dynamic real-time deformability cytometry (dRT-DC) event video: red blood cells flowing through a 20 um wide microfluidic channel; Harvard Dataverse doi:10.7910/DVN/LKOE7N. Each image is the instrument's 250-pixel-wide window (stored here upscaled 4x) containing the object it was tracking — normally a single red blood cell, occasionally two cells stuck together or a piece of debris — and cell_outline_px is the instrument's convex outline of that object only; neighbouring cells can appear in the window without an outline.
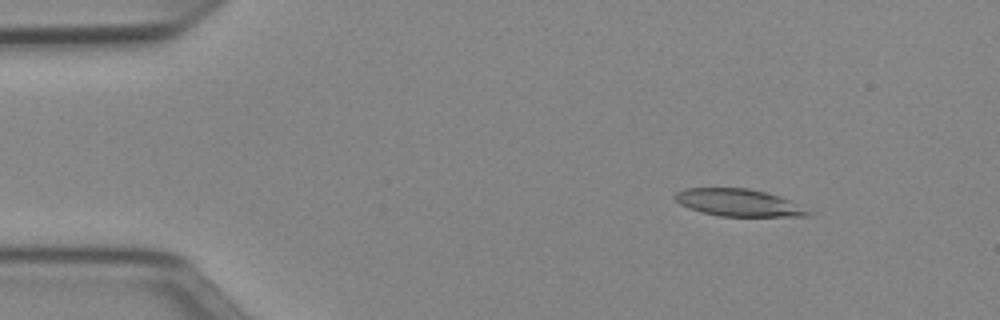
{"species": "Egyptian fruit bat (a non-hibernating species)", "species_latin": "Rousettus aegyptiacus", "temperature_condition": "cold", "stored_images_in_passage": 51, "camera_frame_rate_fps": 3000, "um_per_image_px": 0.085, "animal": {"sex": "female"}, "frame": {"image": 1, "passage_image": 7, "time_ms": 2.0, "image_size_px": [1000, 320], "cell_outline_px": [[812, 212], [808, 216], [720, 216], [700, 212], [688, 208], [680, 204], [672, 196], [676, 192], [684, 188], [748, 188], [768, 192], [780, 196]], "centroid_in_image_um": [62.72, 17.22], "position_along_channel_um": 22.3, "area_um2": 21.15}}
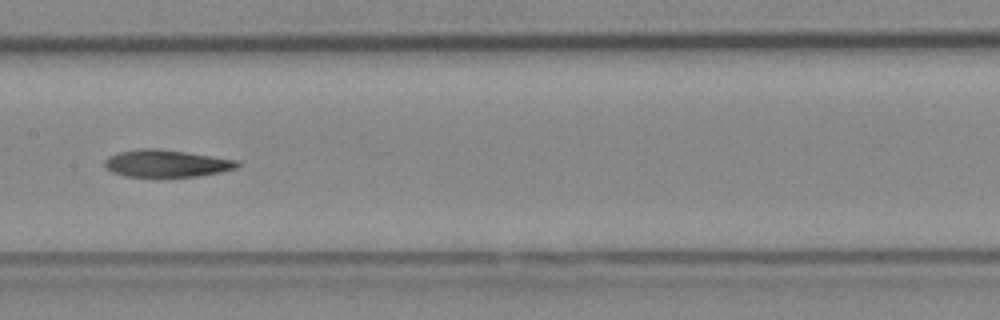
{"frame": {"image": 2, "passage_image": 26, "time_ms": 8.333, "image_size_px": [1000, 320], "cell_outline_px": [[240, 164], [236, 168], [220, 172], [200, 176], [124, 176], [112, 172], [104, 168], [104, 160], [108, 156], [116, 152], [140, 148], [160, 148], [188, 152], [240, 160]], "centroid_in_image_um": [14.13, 13.87], "position_along_channel_um": 193.3, "area_um2": 21.33}}
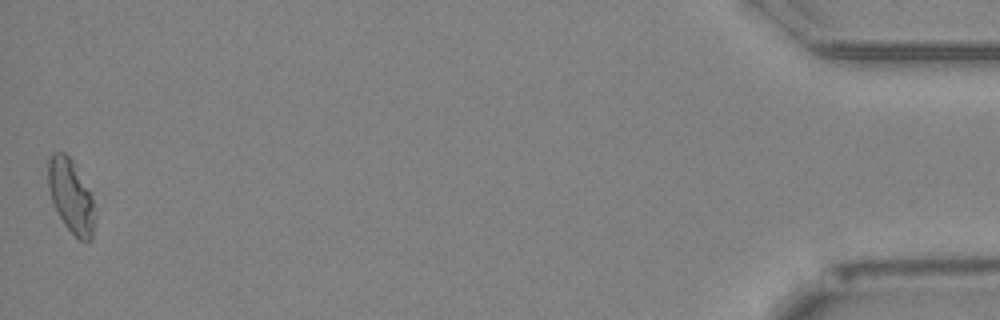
{"frame": {"image": 3, "passage_image": 51, "time_ms": 16.667, "image_size_px": [1000, 320], "cell_outline_px": [[92, 240], [80, 240], [64, 224], [52, 200], [48, 188], [48, 160], [52, 152], [64, 152], [72, 160], [92, 196]], "centroid_in_image_um": [5.98, 16.61], "position_along_channel_um": 429.2, "area_um2": 19.19}, "authors_computed_cell_mechanics": {"area_um2": 21.4438, "velocity_mm_per_s": 3.9477, "shape_relaxation_time_tau1_ms": null, "shape_relaxation_time_tau2_ms": 5.5664, "deformation_change_tau1": null, "deformation_change_tau2": 0.161}}